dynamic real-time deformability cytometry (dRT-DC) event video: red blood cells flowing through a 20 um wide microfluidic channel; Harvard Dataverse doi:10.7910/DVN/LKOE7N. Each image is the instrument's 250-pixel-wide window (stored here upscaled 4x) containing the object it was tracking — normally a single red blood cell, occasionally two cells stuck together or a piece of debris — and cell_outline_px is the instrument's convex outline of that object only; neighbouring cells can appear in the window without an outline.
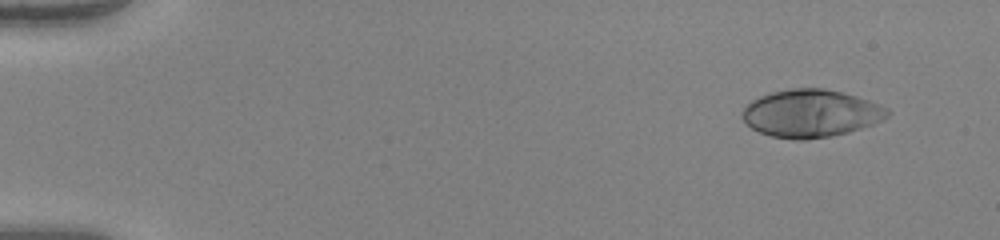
{"species": "human", "species_latin": "Homo sapiens", "temperature_condition": "warm", "stored_images_in_passage": 49, "camera_frame_rate_fps": 3000, "um_per_image_px": 0.085, "donor": {"sex": "female"}, "frame": {"image": 1, "passage_image": 1, "time_ms": 0.0, "image_size_px": [1000, 240], "cell_outline_px": [[892, 112], [888, 116], [872, 124], [848, 132], [832, 136], [804, 140], [792, 140], [772, 136], [760, 132], [752, 128], [740, 116], [744, 108], [752, 100], [760, 96], [772, 92], [792, 88], [824, 88], [844, 92], [880, 104], [888, 108]], "centroid_in_image_um": [68.93, 9.64], "position_along_channel_um": 16.1, "area_um2": 40.34}}
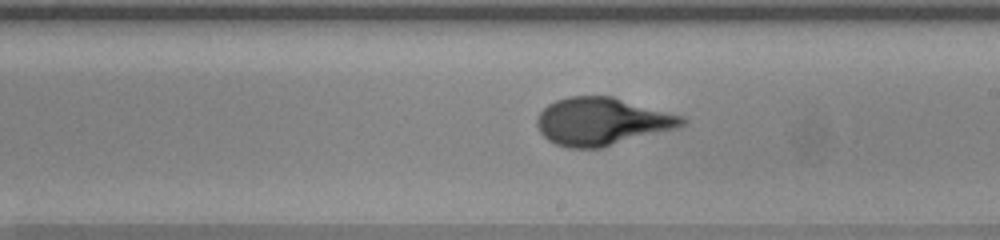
{"frame": {"image": 2, "passage_image": 28, "time_ms": 9.0, "image_size_px": [1000, 240], "cell_outline_px": [[688, 124], [680, 128], [600, 148], [568, 148], [556, 144], [548, 140], [540, 132], [536, 124], [536, 120], [540, 112], [548, 104], [556, 100], [568, 96], [612, 96], [684, 116], [688, 120]], "centroid_in_image_um": [51.21, 10.33], "position_along_channel_um": 237.8, "area_um2": 40.63}}
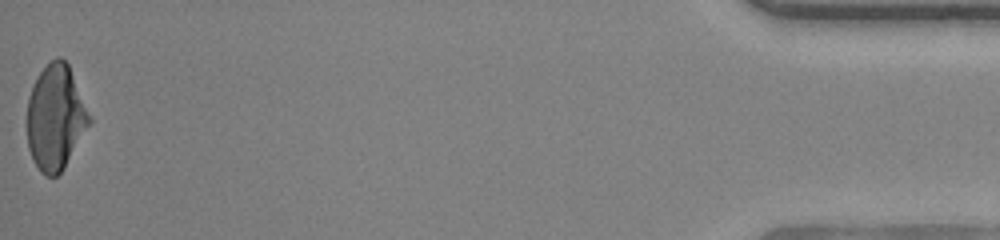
{"frame": {"image": 3, "passage_image": 49, "time_ms": 16.0, "image_size_px": [1000, 240], "cell_outline_px": [[92, 120], [64, 168], [56, 176], [44, 176], [40, 172], [28, 148], [28, 96], [32, 84], [40, 72], [56, 56], [60, 56], [68, 64]], "centroid_in_image_um": [4.71, 9.98], "position_along_channel_um": 430.5, "area_um2": 37.69}, "authors_computed_cell_mechanics": {"area_um2": 39.3618, "velocity_mm_per_s": 4.0003, "shape_relaxation_time_tau1_ms": 6.7097, "shape_relaxation_time_tau2_ms": null, "deformation_change_tau1": 0.3124, "deformation_change_tau2": null}}